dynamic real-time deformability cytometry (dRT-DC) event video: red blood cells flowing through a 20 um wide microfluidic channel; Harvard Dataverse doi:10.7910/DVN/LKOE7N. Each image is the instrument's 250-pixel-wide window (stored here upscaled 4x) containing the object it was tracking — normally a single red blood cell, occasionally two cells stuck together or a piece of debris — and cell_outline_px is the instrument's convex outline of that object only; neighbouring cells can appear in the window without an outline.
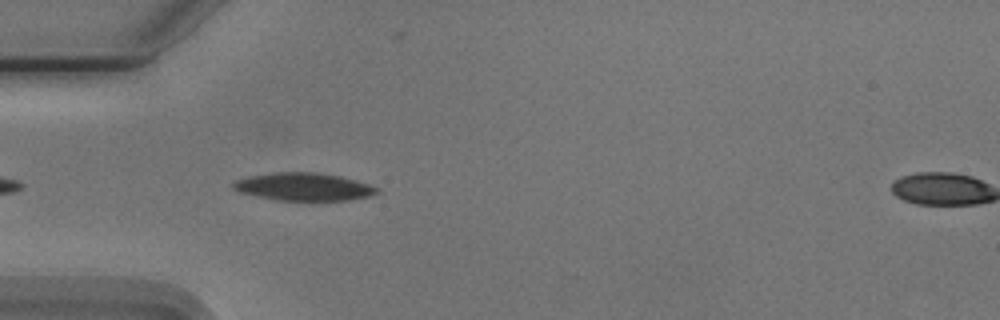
{"species": "Egyptian fruit bat (a non-hibernating species)", "species_latin": "Rousettus aegyptiacus", "temperature_condition": "cold", "stored_images_in_passage": 4, "camera_frame_rate_fps": 3000, "um_per_image_px": 0.085, "animal": {"sex": "male"}, "frame": {"image": 1, "passage_image": 3, "time_ms": 0.667, "image_size_px": [1000, 320], "cell_outline_px": [[380, 192], [372, 196], [348, 200], [276, 200], [256, 196], [240, 192], [232, 188], [232, 184], [236, 180], [248, 176], [276, 172], [320, 172], [340, 176], [368, 184], [380, 188]], "centroid_in_image_um": [25.83, 15.87], "position_along_channel_um": 59.2, "area_um2": 23.35}}